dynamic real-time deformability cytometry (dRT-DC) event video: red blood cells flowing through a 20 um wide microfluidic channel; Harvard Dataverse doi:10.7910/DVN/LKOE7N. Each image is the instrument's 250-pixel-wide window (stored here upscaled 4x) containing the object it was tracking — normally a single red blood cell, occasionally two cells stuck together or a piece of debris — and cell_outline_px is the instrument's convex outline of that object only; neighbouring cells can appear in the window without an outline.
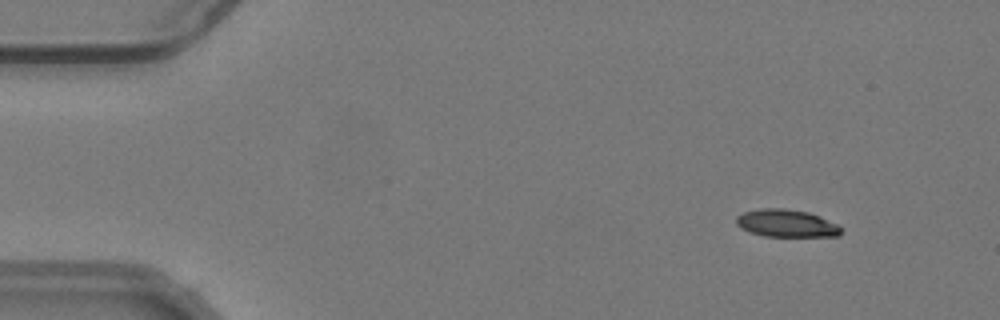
{"species": "common noctule bat (a hibernating species)", "species_latin": "Nyctalus noctula", "temperature_condition": "warm", "stored_images_in_passage": 54, "camera_frame_rate_fps": 3000, "um_per_image_px": 0.085, "animal": {"sex": "male", "body_mass_g": 19.2, "forearm_length_mm": 51.8}, "frame": {"image": 1, "passage_image": 5, "time_ms": 1.333, "image_size_px": [1000, 320], "cell_outline_px": [[840, 236], [764, 236], [748, 232], [740, 228], [736, 224], [736, 216], [744, 212], [760, 208], [784, 208], [808, 212], [820, 216], [836, 224], [840, 228]], "centroid_in_image_um": [66.79, 18.98], "position_along_channel_um": 18.2, "area_um2": 16.82}}
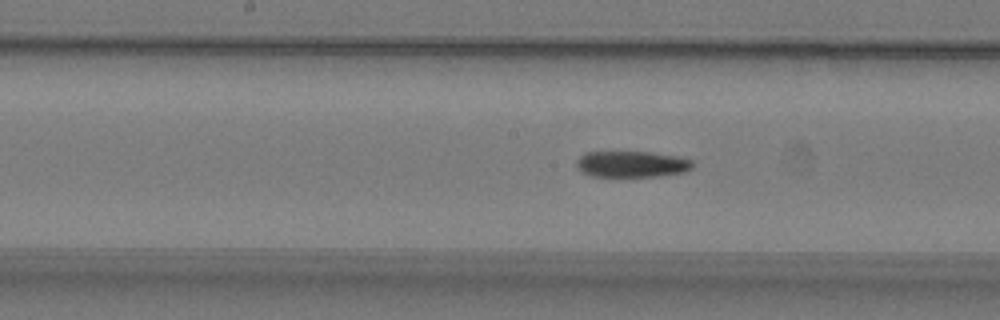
{"frame": {"image": 2, "passage_image": 27, "time_ms": 8.667, "image_size_px": [1000, 320], "cell_outline_px": [[692, 168], [684, 172], [656, 176], [592, 176], [584, 172], [576, 164], [576, 160], [584, 152], [648, 152], [676, 156], [692, 160]], "centroid_in_image_um": [53.69, 13.94], "position_along_channel_um": 194.5, "area_um2": 17.46}}
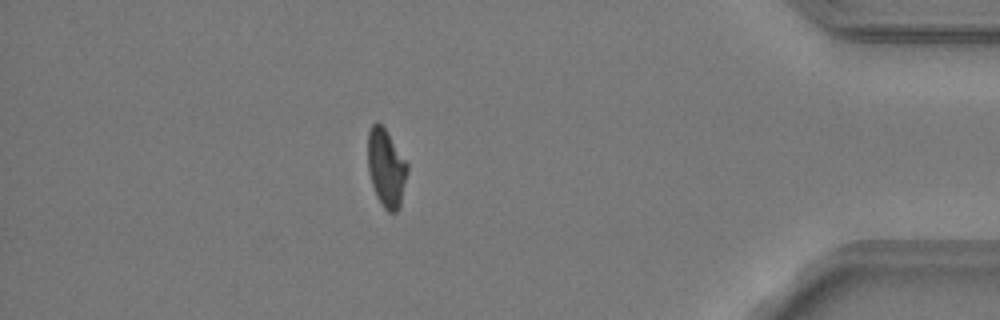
{"frame": {"image": 3, "passage_image": 47, "time_ms": 15.333, "image_size_px": [1000, 320], "cell_outline_px": [[408, 172], [400, 208], [396, 212], [388, 212], [384, 208], [376, 196], [368, 172], [368, 132], [372, 124], [376, 120], [384, 128], [408, 164]], "centroid_in_image_um": [32.83, 14.31], "position_along_channel_um": 402.4, "area_um2": 17.98}}